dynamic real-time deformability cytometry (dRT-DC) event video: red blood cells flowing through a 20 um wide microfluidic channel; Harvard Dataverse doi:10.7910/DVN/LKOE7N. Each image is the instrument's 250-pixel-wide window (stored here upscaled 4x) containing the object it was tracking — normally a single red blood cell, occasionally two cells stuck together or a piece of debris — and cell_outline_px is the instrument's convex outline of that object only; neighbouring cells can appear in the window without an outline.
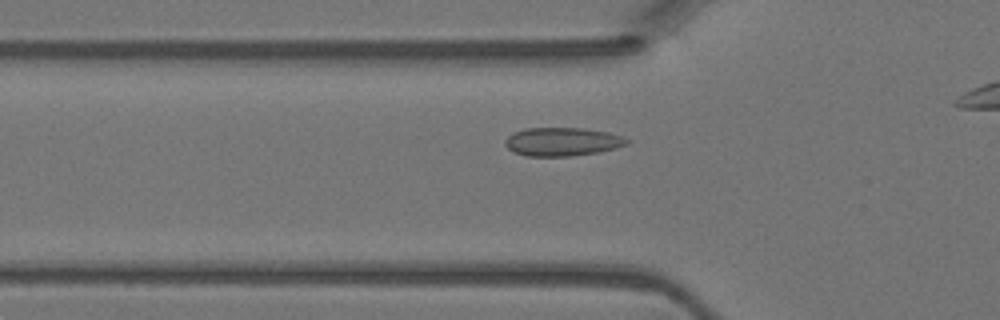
{"species": "Egyptian fruit bat (a non-hibernating species)", "species_latin": "Rousettus aegyptiacus", "temperature_condition": "warm", "stored_images_in_passage": 33, "camera_frame_rate_fps": 3000, "um_per_image_px": 0.085, "animal": {"sex": "female"}, "frame": {"image": 1, "passage_image": 6, "time_ms": 1.667, "image_size_px": [1000, 320], "cell_outline_px": [[628, 144], [616, 148], [600, 152], [572, 156], [524, 156], [508, 148], [504, 144], [504, 140], [512, 132], [524, 128], [584, 128], [608, 132], [620, 136], [628, 140]], "centroid_in_image_um": [47.77, 12.04], "position_along_channel_um": 78.0, "area_um2": 20.29}}
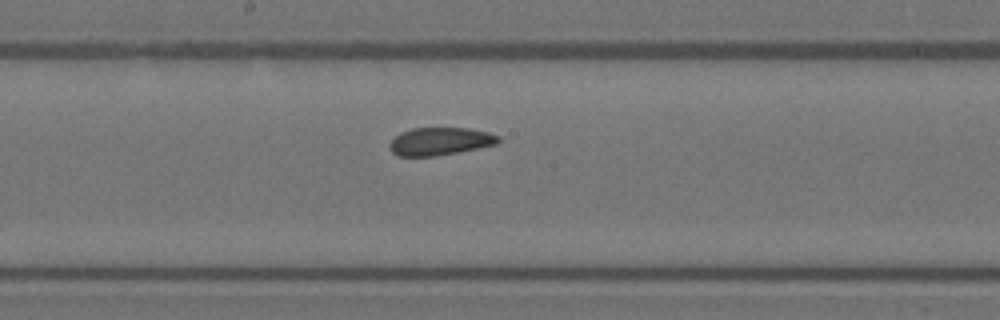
{"frame": {"image": 2, "passage_image": 15, "time_ms": 4.667, "image_size_px": [1000, 320], "cell_outline_px": [[500, 140], [496, 144], [436, 156], [400, 156], [392, 152], [388, 148], [388, 144], [400, 132], [412, 128], [468, 128], [488, 132], [500, 136]], "centroid_in_image_um": [37.37, 12.01], "position_along_channel_um": 210.8, "area_um2": 17.51}}
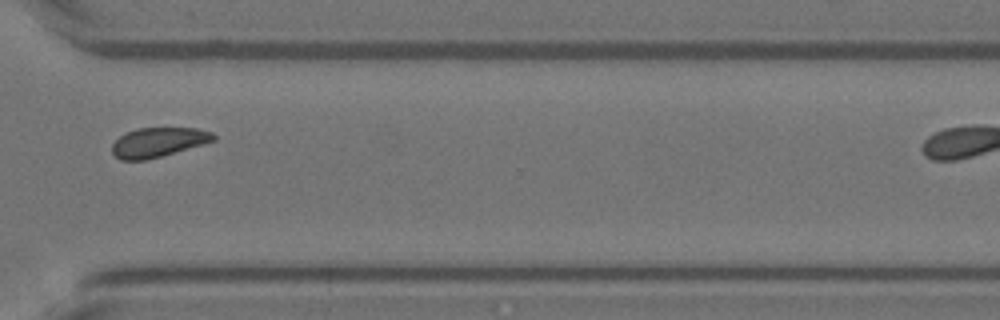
{"frame": {"image": 3, "passage_image": 25, "time_ms": 8.0, "image_size_px": [1000, 320], "cell_outline_px": [[216, 140], [160, 156], [144, 160], [120, 160], [112, 152], [112, 144], [120, 136], [136, 128], [196, 128], [212, 132], [216, 136]], "centroid_in_image_um": [13.44, 12.08], "position_along_channel_um": 357.2, "area_um2": 17.17}}